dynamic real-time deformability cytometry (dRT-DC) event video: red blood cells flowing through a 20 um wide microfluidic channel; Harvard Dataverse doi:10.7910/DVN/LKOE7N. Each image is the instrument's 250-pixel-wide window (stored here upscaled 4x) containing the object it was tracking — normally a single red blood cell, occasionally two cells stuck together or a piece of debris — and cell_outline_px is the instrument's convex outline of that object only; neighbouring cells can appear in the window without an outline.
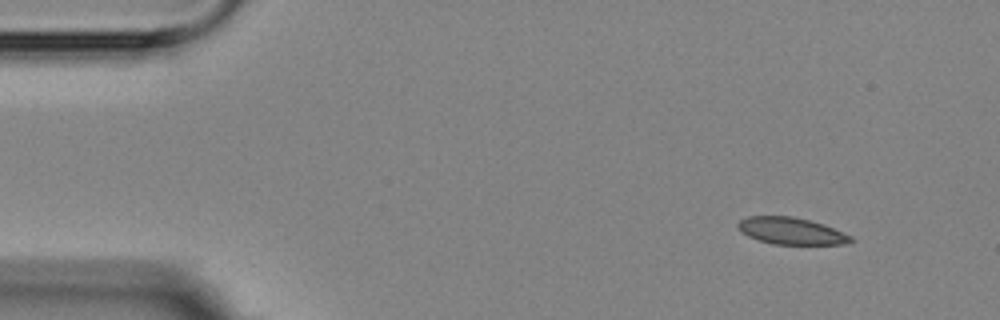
{"species": "Egyptian fruit bat (a non-hibernating species)", "species_latin": "Rousettus aegyptiacus", "temperature_condition": "room temperature", "stored_images_in_passage": 7, "camera_frame_rate_fps": 3000, "um_per_image_px": 0.085, "animal": {"sex": "female"}, "frame": {"image": 1, "passage_image": 1, "time_ms": 0.0, "image_size_px": [1000, 320], "cell_outline_px": [[856, 240], [844, 244], [772, 244], [748, 236], [740, 232], [736, 228], [736, 224], [740, 220], [748, 216], [792, 216], [824, 224], [852, 236]], "centroid_in_image_um": [67.23, 19.63], "position_along_channel_um": 17.8, "area_um2": 17.74}}
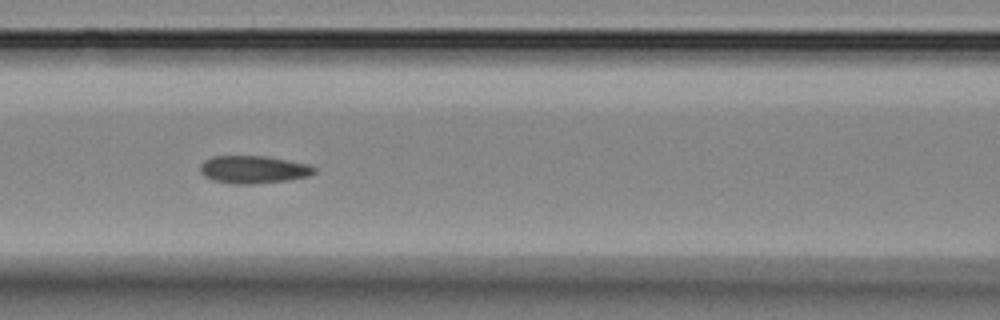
{"frame": {"image": 2, "passage_image": 6, "time_ms": 6.0, "image_size_px": [1000, 320], "cell_outline_px": [[316, 172], [308, 176], [288, 180], [252, 184], [232, 184], [212, 180], [204, 176], [200, 172], [200, 164], [204, 160], [212, 156], [264, 156], [288, 160], [308, 164], [316, 168]], "centroid_in_image_um": [21.52, 14.41], "position_along_channel_um": 145.1, "area_um2": 18.5}}
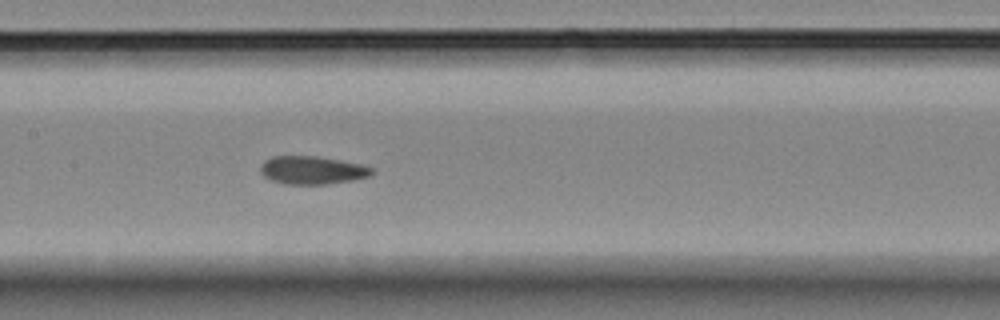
{"frame": {"image": 3, "passage_image": 7, "time_ms": 7.0, "image_size_px": [1000, 320], "cell_outline_px": [[376, 172], [368, 176], [352, 180], [328, 184], [284, 184], [272, 180], [264, 176], [260, 172], [260, 164], [264, 160], [272, 156], [316, 156], [340, 160], [360, 164], [372, 168]], "centroid_in_image_um": [26.51, 14.46], "position_along_channel_um": 180.9, "area_um2": 18.26}}